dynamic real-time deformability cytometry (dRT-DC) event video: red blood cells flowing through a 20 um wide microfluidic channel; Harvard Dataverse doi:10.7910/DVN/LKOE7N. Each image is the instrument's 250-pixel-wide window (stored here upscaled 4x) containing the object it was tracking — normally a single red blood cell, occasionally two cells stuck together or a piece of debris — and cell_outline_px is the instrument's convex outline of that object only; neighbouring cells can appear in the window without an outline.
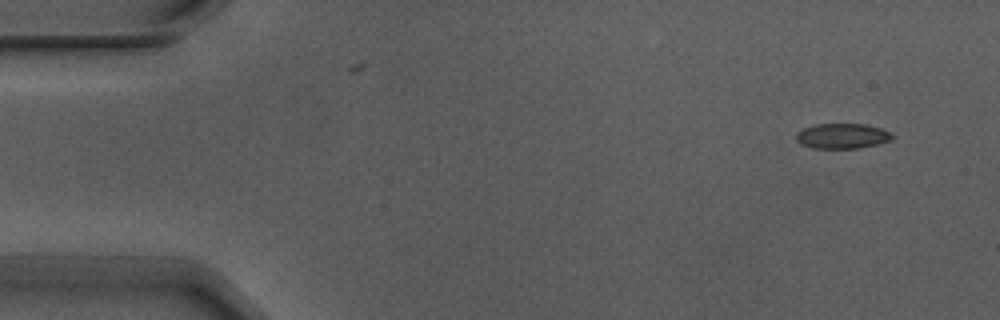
{"species": "Egyptian fruit bat (a non-hibernating species)", "species_latin": "Rousettus aegyptiacus", "temperature_condition": "warm", "stored_images_in_passage": 5, "camera_frame_rate_fps": 3000, "um_per_image_px": 0.085, "animal": {"sex": "male"}, "frame": {"image": 1, "passage_image": 1, "time_ms": 0.0, "image_size_px": [1000, 320], "cell_outline_px": [[896, 136], [892, 140], [860, 148], [812, 148], [800, 144], [796, 140], [796, 132], [804, 128], [816, 124], [864, 124], [880, 128], [892, 132]], "centroid_in_image_um": [71.61, 11.56], "position_along_channel_um": 13.4, "area_um2": 14.22}}
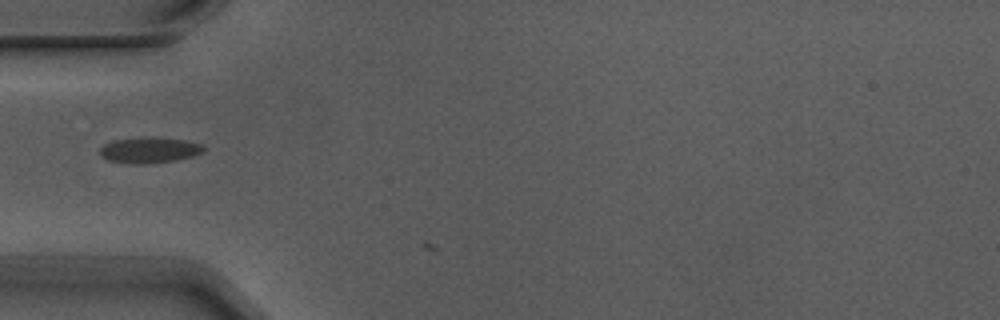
{"frame": {"image": 2, "passage_image": 5, "time_ms": 1.333, "image_size_px": [1000, 320], "cell_outline_px": [[204, 152], [192, 156], [176, 160], [136, 164], [132, 164], [108, 160], [100, 156], [100, 148], [104, 144], [116, 140], [144, 136], [184, 140], [204, 144]], "centroid_in_image_um": [12.7, 12.75], "position_along_channel_um": 72.3, "area_um2": 15.55}}